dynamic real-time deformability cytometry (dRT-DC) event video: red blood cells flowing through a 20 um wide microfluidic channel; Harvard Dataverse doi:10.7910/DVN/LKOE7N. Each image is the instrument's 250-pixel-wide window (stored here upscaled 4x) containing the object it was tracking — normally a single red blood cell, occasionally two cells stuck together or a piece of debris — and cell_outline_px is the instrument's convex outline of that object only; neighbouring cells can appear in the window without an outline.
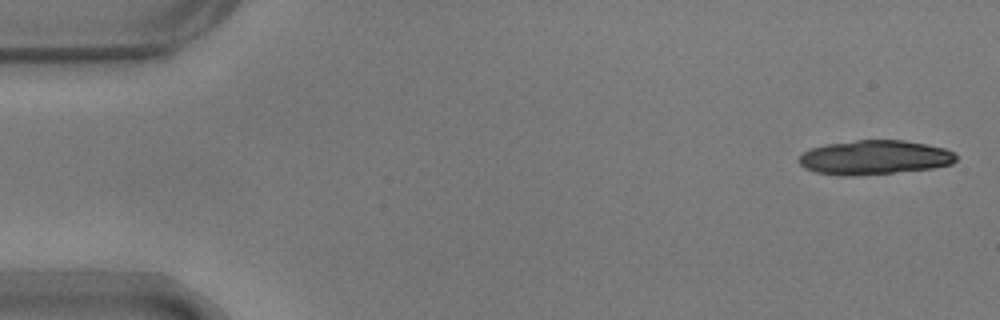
{"species": "common noctule bat (a hibernating species)", "species_latin": "Nyctalus noctula", "temperature_condition": "warm", "stored_images_in_passage": 17, "camera_frame_rate_fps": 3000, "um_per_image_px": 0.085, "animal": {"sex": "male", "body_mass_g": 17.9}, "frame": {"image": 1, "passage_image": 1, "time_ms": 0.0, "image_size_px": [1000, 320], "cell_outline_px": [[956, 160], [952, 164], [932, 168], [852, 176], [840, 176], [816, 172], [804, 168], [800, 164], [800, 156], [804, 152], [812, 148], [824, 144], [856, 140], [904, 140], [928, 144], [944, 148], [956, 152]], "centroid_in_image_um": [74.34, 13.37], "position_along_channel_um": 10.7, "area_um2": 31.39}}